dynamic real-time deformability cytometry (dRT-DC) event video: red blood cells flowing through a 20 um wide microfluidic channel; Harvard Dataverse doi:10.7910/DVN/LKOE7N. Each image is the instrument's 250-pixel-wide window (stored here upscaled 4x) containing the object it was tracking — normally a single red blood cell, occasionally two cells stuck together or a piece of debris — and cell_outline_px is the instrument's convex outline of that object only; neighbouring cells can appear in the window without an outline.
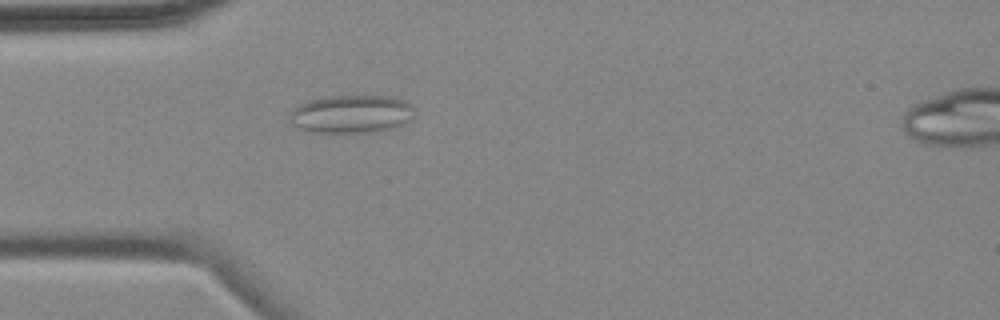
{"species": "common noctule bat (a hibernating species)", "species_latin": "Nyctalus noctula", "temperature_condition": "cold", "stored_images_in_passage": 4, "camera_frame_rate_fps": 3000, "um_per_image_px": 0.085, "animal": {"sex": "female", "body_mass_g": 18.4}, "frame": {"image": 1, "passage_image": 4, "time_ms": 3.667, "image_size_px": [1000, 320], "cell_outline_px": [[412, 108], [408, 120], [396, 128], [368, 132], [312, 132], [300, 128], [292, 124], [288, 120], [288, 116], [300, 104], [308, 100], [332, 96], [388, 96], [404, 100]], "centroid_in_image_um": [29.81, 9.69], "position_along_channel_um": 55.2, "area_um2": 27.22}}